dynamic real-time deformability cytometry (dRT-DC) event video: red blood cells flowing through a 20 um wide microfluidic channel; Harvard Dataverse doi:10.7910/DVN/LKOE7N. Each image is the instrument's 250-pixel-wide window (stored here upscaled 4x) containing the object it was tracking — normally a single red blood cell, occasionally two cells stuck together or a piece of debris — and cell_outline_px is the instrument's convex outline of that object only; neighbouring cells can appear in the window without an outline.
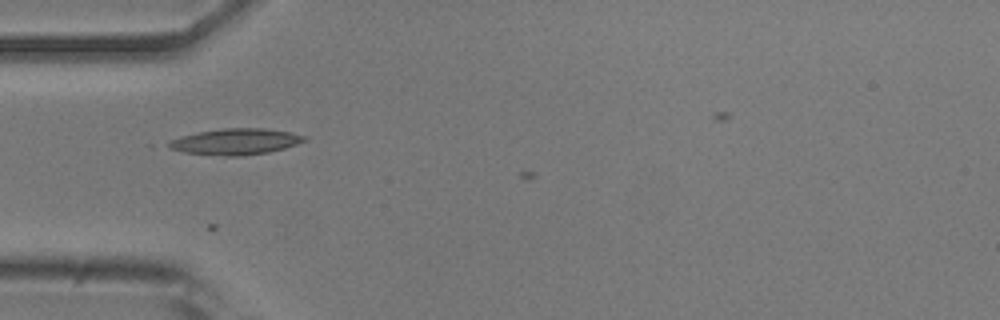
{"species": "common noctule bat (a hibernating species)", "species_latin": "Nyctalus noctula", "temperature_condition": "room temperature", "stored_images_in_passage": 18, "camera_frame_rate_fps": 3000, "um_per_image_px": 0.085, "animal": {"sex": "male", "body_mass_g": 20.5, "forearm_length_mm": 52.5}, "frame": {"image": 1, "passage_image": 5, "time_ms": 1.333, "image_size_px": [1000, 320], "cell_outline_px": [[308, 140], [284, 148], [268, 152], [240, 156], [224, 156], [184, 152], [168, 148], [164, 144], [180, 136], [200, 132], [224, 128], [264, 128], [288, 132], [308, 136]], "centroid_in_image_um": [20.02, 12.04], "position_along_channel_um": 65.0, "area_um2": 20.58}}